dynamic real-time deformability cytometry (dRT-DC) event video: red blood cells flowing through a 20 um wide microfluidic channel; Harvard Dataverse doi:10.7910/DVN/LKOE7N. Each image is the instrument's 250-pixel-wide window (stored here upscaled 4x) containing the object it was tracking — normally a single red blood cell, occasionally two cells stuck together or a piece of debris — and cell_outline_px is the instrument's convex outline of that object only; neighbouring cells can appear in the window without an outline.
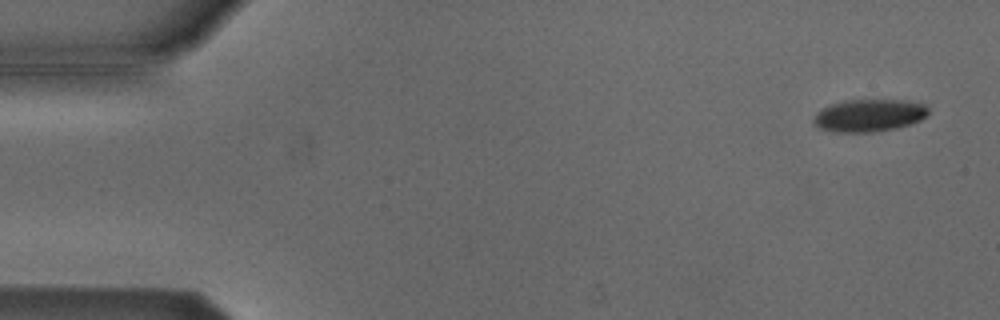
{"species": "Egyptian fruit bat (a non-hibernating species)", "species_latin": "Rousettus aegyptiacus", "temperature_condition": "cold", "stored_images_in_passage": 54, "camera_frame_rate_fps": 3000, "um_per_image_px": 0.085, "animal": {"sex": "male"}, "frame": {"image": 1, "passage_image": 3, "time_ms": 0.667, "image_size_px": [1000, 320], "cell_outline_px": [[928, 116], [912, 124], [896, 128], [876, 132], [832, 132], [820, 128], [812, 124], [812, 120], [816, 112], [832, 104], [844, 100], [908, 100], [924, 104], [928, 108]], "centroid_in_image_um": [73.88, 9.82], "position_along_channel_um": 11.1, "area_um2": 21.96}}
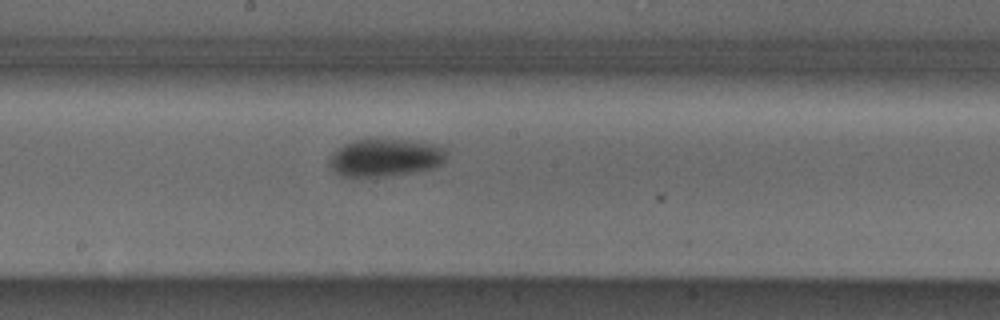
{"frame": {"image": 2, "passage_image": 29, "time_ms": 9.333, "image_size_px": [1000, 320], "cell_outline_px": [[452, 144], [448, 156], [436, 168], [412, 172], [384, 176], [344, 176], [336, 172], [328, 164], [328, 160], [344, 144], [352, 140], [408, 140]], "centroid_in_image_um": [32.94, 13.37], "position_along_channel_um": 215.3, "area_um2": 26.13}}
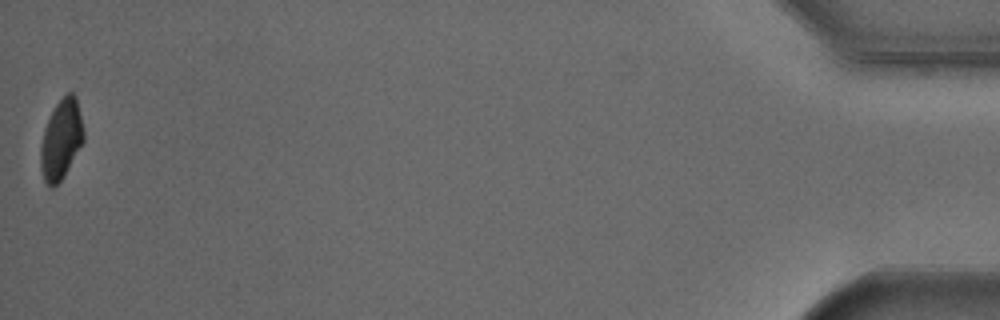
{"frame": {"image": 3, "passage_image": 54, "time_ms": 17.667, "image_size_px": [1000, 320], "cell_outline_px": [[84, 140], [64, 176], [52, 188], [44, 180], [40, 168], [40, 148], [44, 128], [56, 104], [68, 92], [72, 92], [76, 96], [84, 128]], "centroid_in_image_um": [5.2, 11.85], "position_along_channel_um": 430.0, "area_um2": 19.88}, "authors_computed_cell_mechanics": {"area_um2": 23.987, "velocity_mm_per_s": 3.7956, "shape_relaxation_time_tau1_ms": 1.8765, "shape_relaxation_time_tau2_ms": null, "deformation_change_tau1": 0.0796, "deformation_change_tau2": null}}